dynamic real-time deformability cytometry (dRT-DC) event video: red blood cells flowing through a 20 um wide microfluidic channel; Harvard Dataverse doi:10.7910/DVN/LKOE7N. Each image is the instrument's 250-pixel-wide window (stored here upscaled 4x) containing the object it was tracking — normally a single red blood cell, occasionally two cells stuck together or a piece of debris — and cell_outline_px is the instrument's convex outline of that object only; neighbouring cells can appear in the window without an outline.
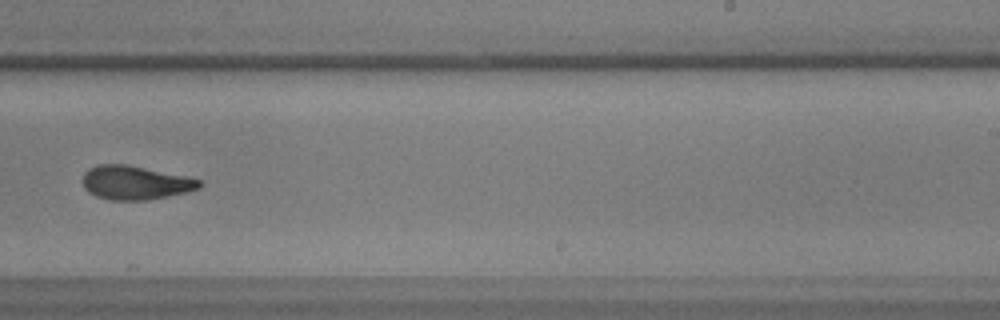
{"species": "common noctule bat (a hibernating species)", "species_latin": "Nyctalus noctula", "temperature_condition": "warm", "stored_images_in_passage": 33, "camera_frame_rate_fps": 3000, "um_per_image_px": 0.085, "animal": {"sex": "male", "body_mass_g": 17.9, "forearm_length_mm": 54.2}, "frame": {"image": 1, "passage_image": 19, "time_ms": 6.0, "image_size_px": [1000, 320], "cell_outline_px": [[204, 184], [200, 188], [184, 192], [144, 200], [112, 200], [96, 196], [88, 192], [84, 188], [84, 172], [88, 168], [96, 164], [124, 164], [188, 176], [200, 180]], "centroid_in_image_um": [11.48, 15.51], "position_along_channel_um": 277.5, "area_um2": 22.83}}